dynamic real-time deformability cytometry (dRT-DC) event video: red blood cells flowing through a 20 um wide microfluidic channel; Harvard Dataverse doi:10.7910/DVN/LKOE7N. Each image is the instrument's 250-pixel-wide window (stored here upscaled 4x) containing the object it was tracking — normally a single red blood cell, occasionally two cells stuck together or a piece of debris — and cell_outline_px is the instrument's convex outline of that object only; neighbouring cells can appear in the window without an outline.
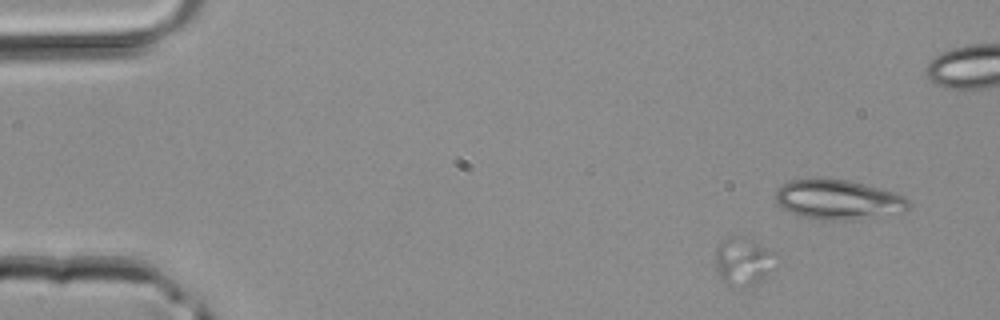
{"species": "common noctule bat (a hibernating species)", "species_latin": "Nyctalus noctula", "temperature_condition": "room temperature", "stored_images_in_passage": 43, "camera_frame_rate_fps": 3000, "um_per_image_px": 0.085, "animal": {"sex": "male", "body_mass_g": 20.4}, "frame": {"image": 1, "passage_image": 4, "time_ms": 1.0, "image_size_px": [1000, 320], "cell_outline_px": [[772, 252], [764, 276], [760, 280], [748, 284], [728, 284], [720, 276], [716, 268], [716, 252], [720, 244], [724, 240], [732, 236], [740, 236]], "centroid_in_image_um": [63.03, 22.18], "position_along_channel_um": 22.0, "area_um2": 14.85}}